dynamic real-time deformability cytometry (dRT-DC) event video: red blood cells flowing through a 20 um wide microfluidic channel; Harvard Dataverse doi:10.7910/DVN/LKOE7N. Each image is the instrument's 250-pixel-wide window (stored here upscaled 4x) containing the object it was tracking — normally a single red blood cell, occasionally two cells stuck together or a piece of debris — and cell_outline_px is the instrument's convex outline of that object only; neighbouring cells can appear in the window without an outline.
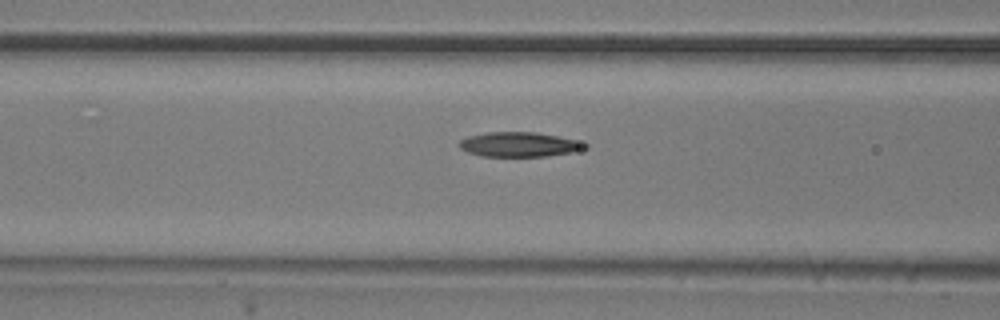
{"species": "common noctule bat (a hibernating species)", "species_latin": "Nyctalus noctula", "temperature_condition": "room temperature", "stored_images_in_passage": 5, "segment_of_instrument_passage": [2, 2], "camera_frame_rate_fps": 3000, "um_per_image_px": 0.085, "animal": {"sex": "male", "body_mass_g": 20.5, "forearm_length_mm": 52.5}, "frame": {"image": 1, "passage_image": 5, "time_ms": 4.667, "image_size_px": [1000, 320], "cell_outline_px": [[588, 148], [572, 152], [548, 156], [480, 156], [468, 152], [460, 148], [460, 140], [468, 136], [488, 132], [536, 132], [560, 136], [576, 140], [588, 144]], "centroid_in_image_um": [44.17, 12.27], "position_along_channel_um": 122.4, "area_um2": 18.09}}